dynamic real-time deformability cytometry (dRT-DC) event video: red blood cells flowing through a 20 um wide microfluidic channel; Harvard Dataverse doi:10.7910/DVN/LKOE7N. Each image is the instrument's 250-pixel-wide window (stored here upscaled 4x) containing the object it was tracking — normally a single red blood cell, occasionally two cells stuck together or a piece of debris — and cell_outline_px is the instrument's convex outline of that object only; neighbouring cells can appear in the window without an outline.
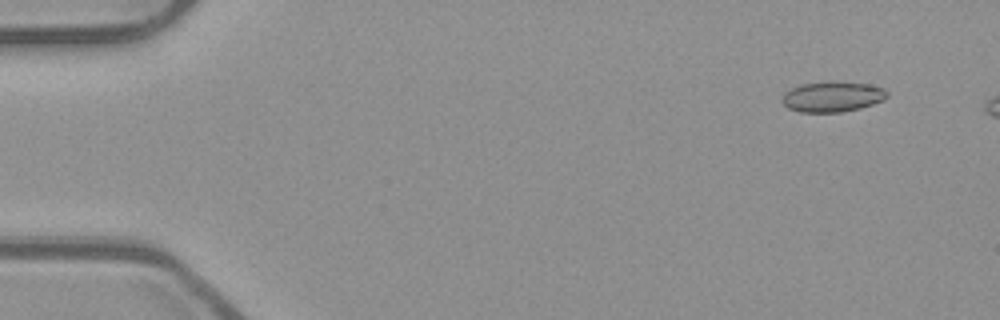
{"species": "common noctule bat (a hibernating species)", "species_latin": "Nyctalus noctula", "temperature_condition": "room temperature", "stored_images_in_passage": 6, "camera_frame_rate_fps": 3000, "um_per_image_px": 0.085, "animal": {"sex": "male", "body_mass_g": 23.1, "forearm_length_mm": 52.7}, "frame": {"image": 1, "passage_image": 1, "time_ms": 0.0, "image_size_px": [1000, 320], "cell_outline_px": [[888, 96], [884, 100], [860, 108], [840, 112], [800, 112], [788, 108], [780, 100], [784, 92], [800, 84], [828, 80], [832, 80], [868, 84], [884, 88], [888, 92]], "centroid_in_image_um": [70.74, 8.2], "position_along_channel_um": 14.3, "area_um2": 18.96}}